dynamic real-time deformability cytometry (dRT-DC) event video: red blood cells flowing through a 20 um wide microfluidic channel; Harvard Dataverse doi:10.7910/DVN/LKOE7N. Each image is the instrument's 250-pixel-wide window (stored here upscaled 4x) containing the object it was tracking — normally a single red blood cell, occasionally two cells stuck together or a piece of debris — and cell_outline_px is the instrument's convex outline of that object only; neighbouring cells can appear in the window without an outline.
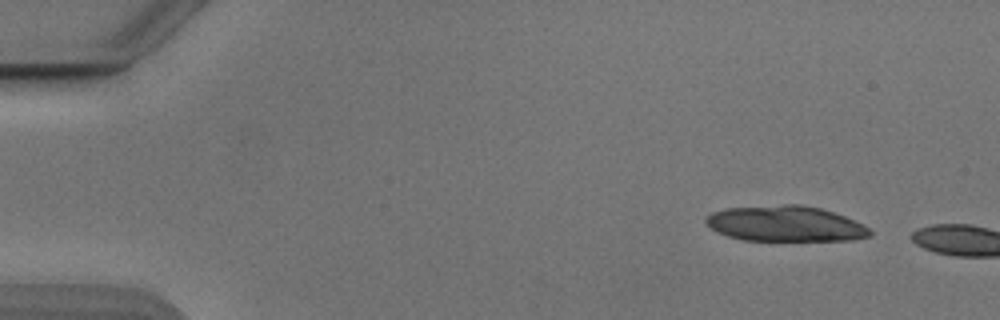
{"species": "Egyptian fruit bat (a non-hibernating species)", "species_latin": "Rousettus aegyptiacus", "temperature_condition": "cold", "stored_images_in_passage": 7, "camera_frame_rate_fps": 3000, "um_per_image_px": 0.085, "animal": {"sex": "male"}, "frame": {"image": 1, "passage_image": 1, "time_ms": 0.0, "image_size_px": [1000, 320], "cell_outline_px": [[872, 236], [856, 240], [744, 240], [728, 236], [716, 232], [704, 220], [712, 212], [728, 208], [784, 204], [800, 204], [820, 208], [844, 216], [864, 224], [872, 232]], "centroid_in_image_um": [66.79, 19.02], "position_along_channel_um": 18.2, "area_um2": 33.93}}